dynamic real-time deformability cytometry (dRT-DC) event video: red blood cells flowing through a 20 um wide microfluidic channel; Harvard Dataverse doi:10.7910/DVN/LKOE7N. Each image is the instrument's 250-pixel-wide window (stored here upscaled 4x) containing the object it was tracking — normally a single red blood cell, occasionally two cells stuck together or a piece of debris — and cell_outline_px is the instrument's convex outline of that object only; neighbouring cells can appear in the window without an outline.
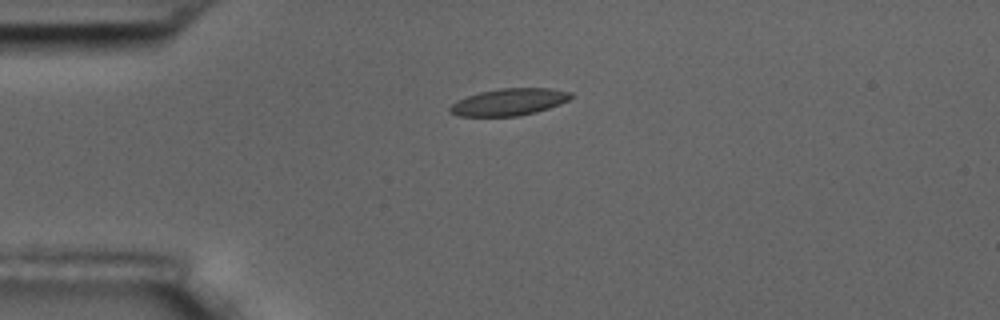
{"species": "common noctule bat (a hibernating species)", "species_latin": "Nyctalus noctula", "temperature_condition": "room temperature", "stored_images_in_passage": 3, "camera_frame_rate_fps": 3000, "um_per_image_px": 0.085, "animal": {"sex": "male", "body_mass_g": 17.5, "forearm_length_mm": 52.3}, "frame": {"image": 1, "passage_image": 3, "time_ms": 3.333, "image_size_px": [1000, 320], "cell_outline_px": [[572, 96], [568, 100], [560, 104], [536, 112], [520, 116], [460, 116], [448, 112], [448, 108], [456, 100], [480, 92], [500, 88], [548, 88], [572, 92]], "centroid_in_image_um": [43.25, 8.67], "position_along_channel_um": 41.7, "area_um2": 19.02}}